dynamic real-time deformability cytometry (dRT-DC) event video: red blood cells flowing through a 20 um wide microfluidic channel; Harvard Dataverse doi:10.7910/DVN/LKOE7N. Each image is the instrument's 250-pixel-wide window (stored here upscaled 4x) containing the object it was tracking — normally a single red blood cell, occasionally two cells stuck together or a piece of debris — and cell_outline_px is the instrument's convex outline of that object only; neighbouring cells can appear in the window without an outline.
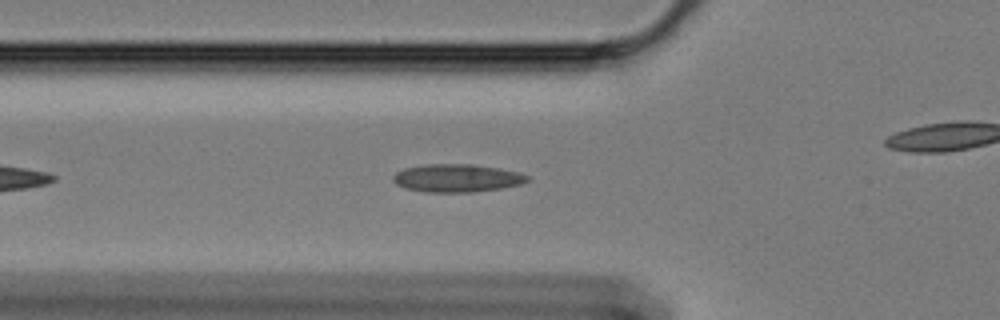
{"species": "Egyptian fruit bat (a non-hibernating species)", "species_latin": "Rousettus aegyptiacus", "temperature_condition": "cold", "stored_images_in_passage": 24, "camera_frame_rate_fps": 3000, "um_per_image_px": 0.085, "animal": {"sex": "female"}, "frame": {"image": 1, "passage_image": 8, "time_ms": 2.333, "image_size_px": [1000, 320], "cell_outline_px": [[528, 180], [520, 184], [500, 188], [472, 192], [428, 192], [408, 188], [396, 184], [392, 180], [392, 176], [396, 172], [404, 168], [424, 164], [472, 164], [500, 168], [520, 172], [528, 176]], "centroid_in_image_um": [38.82, 15.12], "position_along_channel_um": 87.0, "area_um2": 21.79}}
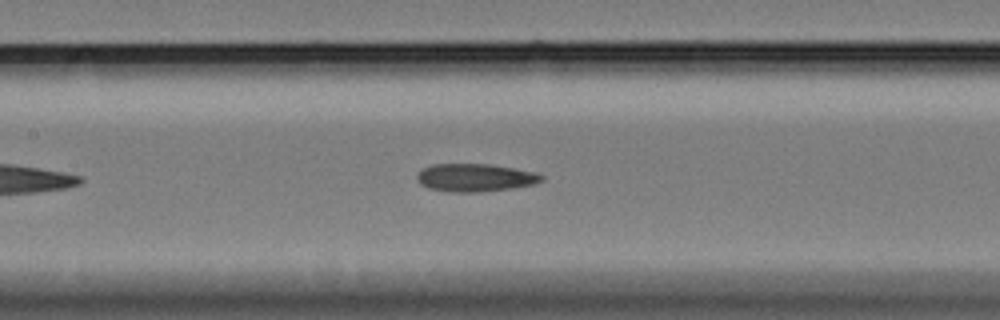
{"frame": {"image": 2, "passage_image": 15, "time_ms": 4.667, "image_size_px": [1000, 320], "cell_outline_px": [[544, 180], [532, 184], [512, 188], [476, 192], [452, 192], [428, 188], [420, 184], [416, 180], [416, 176], [424, 168], [432, 164], [488, 164], [536, 172], [544, 176]], "centroid_in_image_um": [40.37, 15.1], "position_along_channel_um": 167.0, "area_um2": 20.11}}
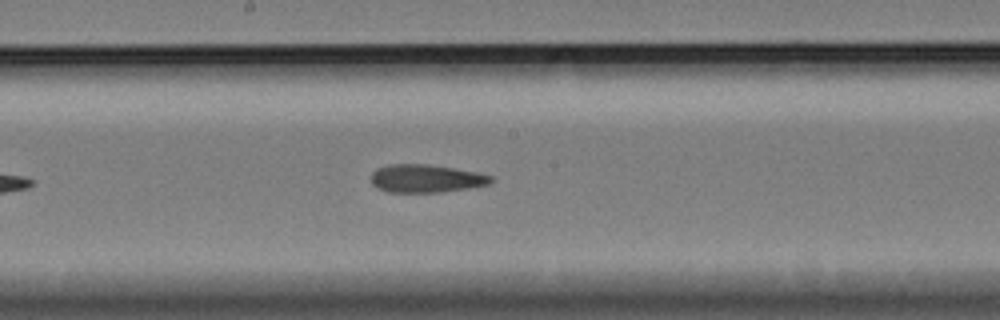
{"frame": {"image": 3, "passage_image": 19, "time_ms": 6.0, "image_size_px": [1000, 320], "cell_outline_px": [[492, 180], [488, 184], [468, 188], [440, 192], [388, 192], [376, 188], [372, 184], [372, 172], [376, 168], [388, 164], [428, 164], [476, 172], [492, 176]], "centroid_in_image_um": [36.15, 15.17], "position_along_channel_um": 212.0, "area_um2": 19.48}}